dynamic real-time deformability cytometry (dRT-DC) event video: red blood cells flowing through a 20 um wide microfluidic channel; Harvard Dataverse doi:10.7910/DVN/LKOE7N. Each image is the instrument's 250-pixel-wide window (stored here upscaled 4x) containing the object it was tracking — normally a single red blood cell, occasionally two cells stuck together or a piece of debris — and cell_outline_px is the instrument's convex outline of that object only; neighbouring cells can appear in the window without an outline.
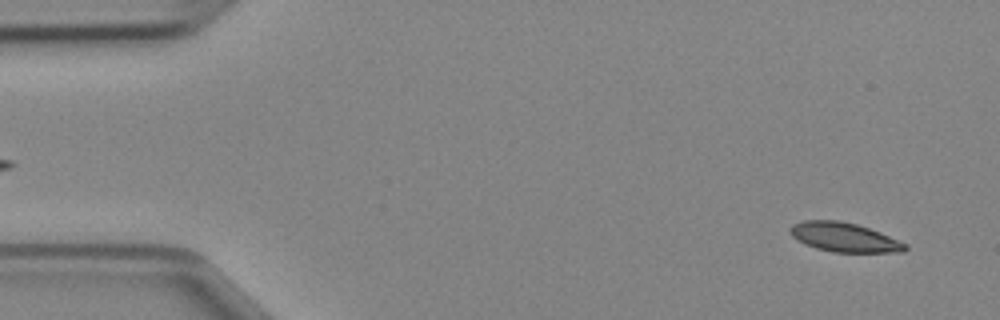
{"species": "Egyptian fruit bat (a non-hibernating species)", "species_latin": "Rousettus aegyptiacus", "temperature_condition": "cold", "stored_images_in_passage": 46, "camera_frame_rate_fps": 3000, "um_per_image_px": 0.085, "animal": {"sex": "female"}, "frame": {"image": 1, "passage_image": 2, "time_ms": 0.333, "image_size_px": [1000, 320], "cell_outline_px": [[908, 248], [904, 252], [832, 252], [816, 248], [804, 244], [796, 240], [792, 236], [788, 228], [792, 224], [804, 220], [840, 220], [856, 224], [880, 232], [908, 244]], "centroid_in_image_um": [71.74, 20.16], "position_along_channel_um": 13.3, "area_um2": 19.77}}
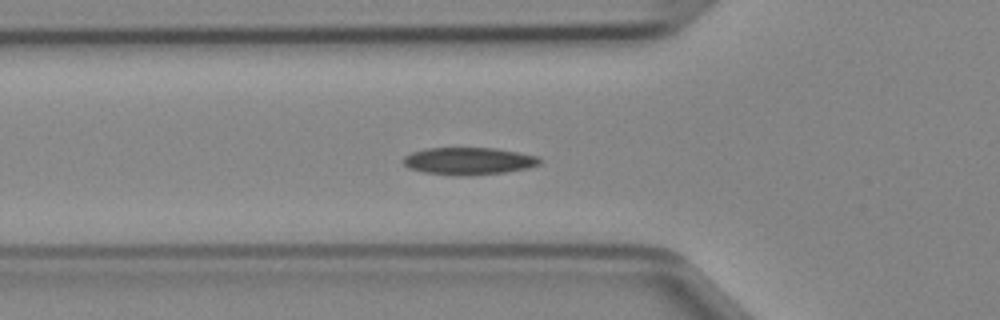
{"frame": {"image": 2, "passage_image": 15, "time_ms": 4.667, "image_size_px": [1000, 320], "cell_outline_px": [[540, 164], [528, 168], [504, 172], [464, 176], [456, 176], [424, 172], [408, 168], [404, 164], [404, 156], [412, 152], [424, 148], [496, 148], [536, 156], [540, 160]], "centroid_in_image_um": [39.8, 13.69], "position_along_channel_um": 86.0, "area_um2": 21.62}}
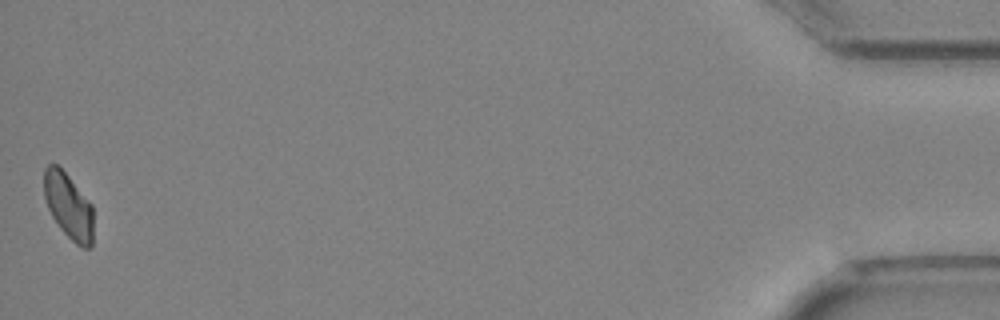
{"frame": {"image": 3, "passage_image": 46, "time_ms": 15.0, "image_size_px": [1000, 320], "cell_outline_px": [[92, 248], [80, 248], [60, 228], [52, 216], [48, 208], [44, 196], [44, 168], [48, 164], [56, 164], [68, 176], [92, 204]], "centroid_in_image_um": [5.82, 17.52], "position_along_channel_um": 429.4, "area_um2": 18.73}}